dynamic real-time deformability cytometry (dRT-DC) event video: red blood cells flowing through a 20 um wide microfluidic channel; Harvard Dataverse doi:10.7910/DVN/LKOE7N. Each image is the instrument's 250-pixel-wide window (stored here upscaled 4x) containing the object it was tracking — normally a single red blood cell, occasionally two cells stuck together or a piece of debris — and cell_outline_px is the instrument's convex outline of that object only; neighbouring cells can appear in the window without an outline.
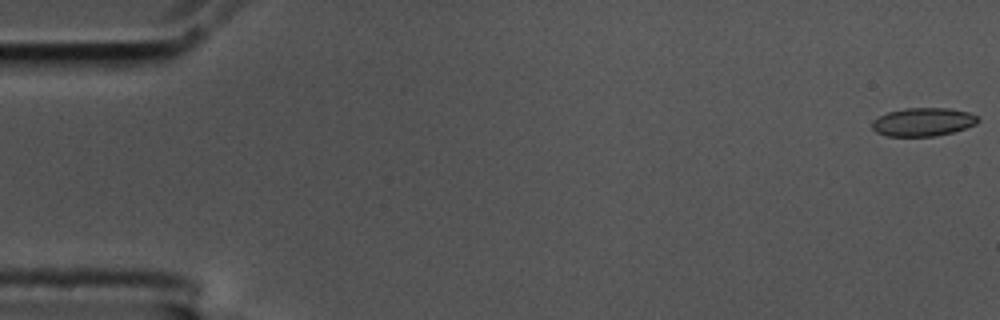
{"species": "common noctule bat (a hibernating species)", "species_latin": "Nyctalus noctula", "temperature_condition": "cold", "stored_images_in_passage": 16, "camera_frame_rate_fps": 3000, "um_per_image_px": 0.085, "animal": {"sex": "male", "body_mass_g": 17.5, "forearm_length_mm": 52.3}, "frame": {"image": 1, "passage_image": 1, "time_ms": 0.0, "image_size_px": [1000, 320], "cell_outline_px": [[980, 120], [976, 124], [952, 132], [936, 136], [888, 136], [876, 132], [872, 128], [872, 120], [888, 112], [904, 108], [948, 108], [968, 112], [980, 116]], "centroid_in_image_um": [78.47, 10.36], "position_along_channel_um": 6.5, "area_um2": 17.51}}
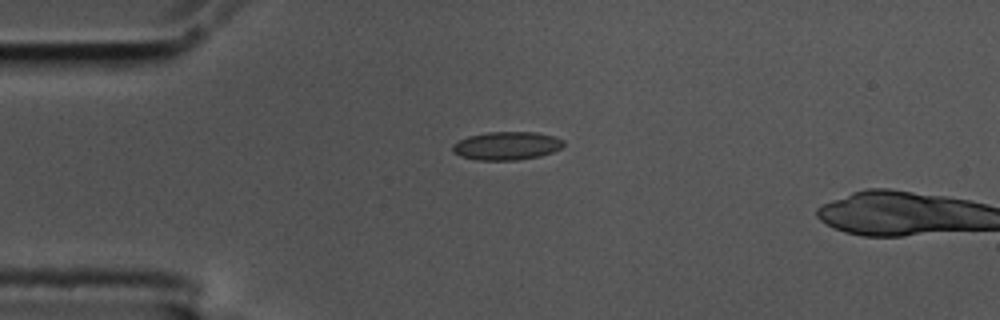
{"frame": {"image": 2, "passage_image": 14, "time_ms": 4.333, "image_size_px": [1000, 320], "cell_outline_px": [[564, 144], [560, 148], [552, 152], [540, 156], [516, 160], [476, 160], [460, 156], [452, 152], [452, 144], [468, 136], [488, 132], [536, 132], [556, 136], [564, 140]], "centroid_in_image_um": [43.06, 12.39], "position_along_channel_um": 41.9, "area_um2": 18.38}}